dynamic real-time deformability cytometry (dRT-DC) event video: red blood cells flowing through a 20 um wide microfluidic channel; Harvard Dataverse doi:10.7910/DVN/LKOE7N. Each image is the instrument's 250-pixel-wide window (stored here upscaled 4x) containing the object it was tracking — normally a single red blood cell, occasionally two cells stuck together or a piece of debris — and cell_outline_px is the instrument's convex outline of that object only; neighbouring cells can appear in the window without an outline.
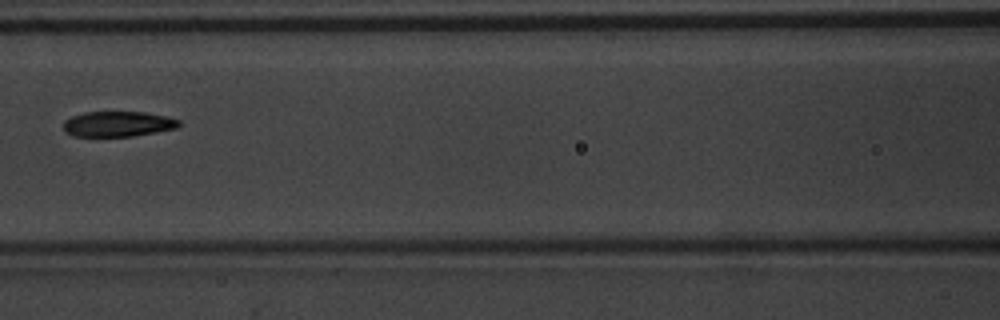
{"species": "common noctule bat (a hibernating species)", "species_latin": "Nyctalus noctula", "temperature_condition": "warm", "stored_images_in_passage": 8, "camera_frame_rate_fps": 3000, "um_per_image_px": 0.085, "animal": {"sex": "male", "body_mass_g": 20.1, "forearm_length_mm": 53.5}, "frame": {"image": 1, "passage_image": 7, "time_ms": 2.0, "image_size_px": [1000, 320], "cell_outline_px": [[180, 124], [176, 128], [156, 132], [132, 136], [72, 136], [64, 132], [64, 120], [72, 116], [84, 112], [144, 112], [168, 116], [180, 120]], "centroid_in_image_um": [10.01, 10.53], "position_along_channel_um": 156.6, "area_um2": 17.11}}
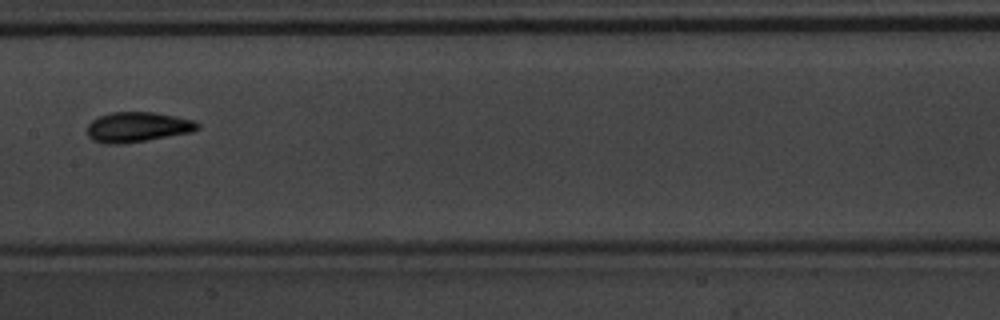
{"frame": {"image": 2, "passage_image": 8, "time_ms": 2.333, "image_size_px": [1000, 320], "cell_outline_px": [[200, 128], [192, 132], [120, 144], [108, 144], [92, 140], [88, 136], [88, 124], [92, 120], [100, 116], [112, 112], [152, 112], [176, 116], [196, 120], [200, 124]], "centroid_in_image_um": [11.71, 10.79], "position_along_channel_um": 195.7, "area_um2": 19.25}}